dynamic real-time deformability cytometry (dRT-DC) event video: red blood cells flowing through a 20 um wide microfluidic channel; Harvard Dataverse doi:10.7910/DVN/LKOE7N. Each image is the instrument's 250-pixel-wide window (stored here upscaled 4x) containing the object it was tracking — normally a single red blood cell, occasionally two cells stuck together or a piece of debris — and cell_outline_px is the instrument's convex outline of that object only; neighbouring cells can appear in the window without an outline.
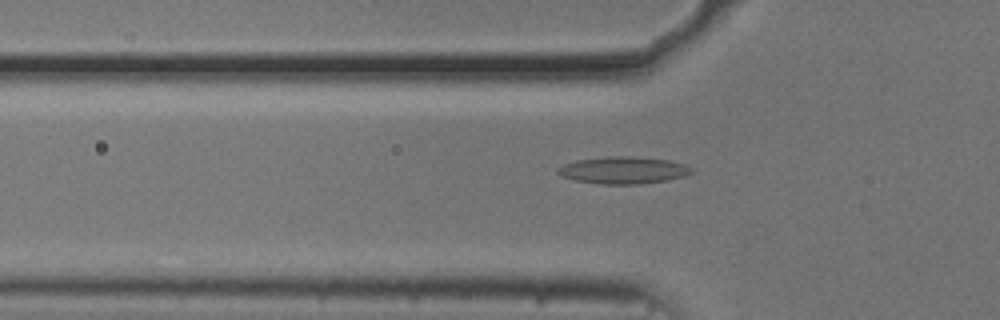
{"species": "common noctule bat (a hibernating species)", "species_latin": "Nyctalus noctula", "temperature_condition": "cold", "stored_images_in_passage": 54, "camera_frame_rate_fps": 3000, "um_per_image_px": 0.085, "animal": {"sex": "male", "body_mass_g": 20.5, "forearm_length_mm": 52.5}, "frame": {"image": 1, "passage_image": 18, "time_ms": 5.667, "image_size_px": [1000, 320], "cell_outline_px": [[696, 168], [692, 172], [684, 176], [668, 180], [640, 184], [604, 184], [576, 180], [564, 176], [556, 172], [556, 168], [564, 164], [576, 160], [608, 156], [628, 156], [668, 160], [684, 164]], "centroid_in_image_um": [53.01, 14.46], "position_along_channel_um": 72.8, "area_um2": 21.04}}
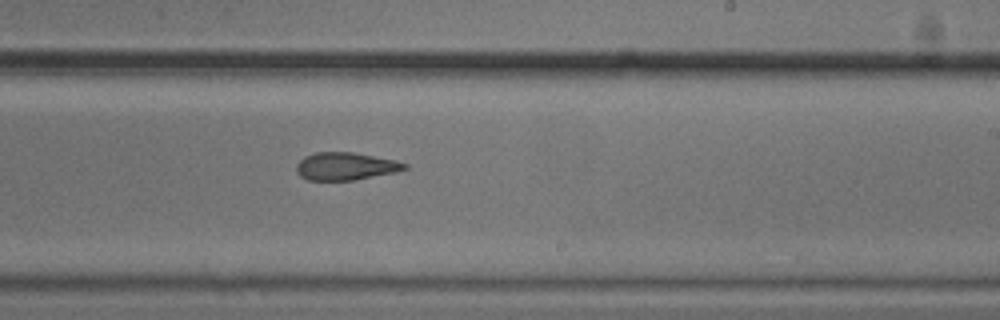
{"frame": {"image": 2, "passage_image": 33, "time_ms": 10.667, "image_size_px": [1000, 320], "cell_outline_px": [[408, 168], [396, 172], [352, 180], [308, 180], [300, 176], [296, 172], [296, 164], [304, 156], [316, 152], [352, 152], [396, 160], [408, 164]], "centroid_in_image_um": [29.36, 14.13], "position_along_channel_um": 259.6, "area_um2": 17.46}}
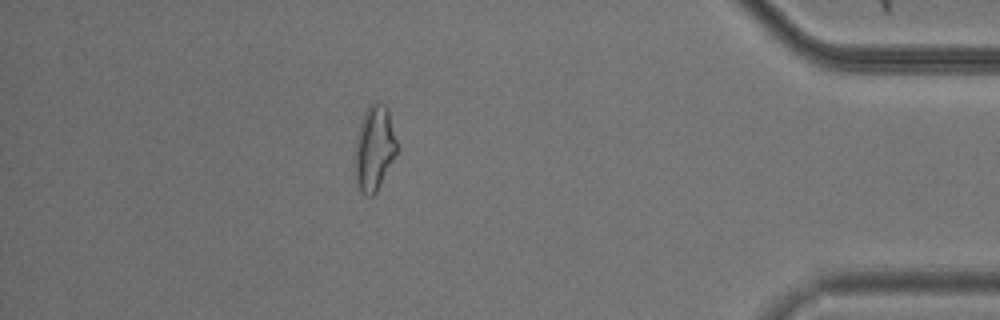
{"frame": {"image": 3, "passage_image": 48, "time_ms": 15.667, "image_size_px": [1000, 320], "cell_outline_px": [[400, 148], [376, 192], [372, 196], [368, 196], [360, 188], [356, 180], [356, 136], [364, 112], [368, 104], [376, 100], [380, 100], [388, 108]], "centroid_in_image_um": [31.87, 12.5], "position_along_channel_um": 403.3, "area_um2": 20.98}, "authors_computed_cell_mechanics": {"area_um2": 19.4208, "velocity_mm_per_s": 3.7129, "shape_relaxation_time_tau1_ms": null, "shape_relaxation_time_tau2_ms": 3.6832, "deformation_change_tau1": null, "deformation_change_tau2": 0.1288}}